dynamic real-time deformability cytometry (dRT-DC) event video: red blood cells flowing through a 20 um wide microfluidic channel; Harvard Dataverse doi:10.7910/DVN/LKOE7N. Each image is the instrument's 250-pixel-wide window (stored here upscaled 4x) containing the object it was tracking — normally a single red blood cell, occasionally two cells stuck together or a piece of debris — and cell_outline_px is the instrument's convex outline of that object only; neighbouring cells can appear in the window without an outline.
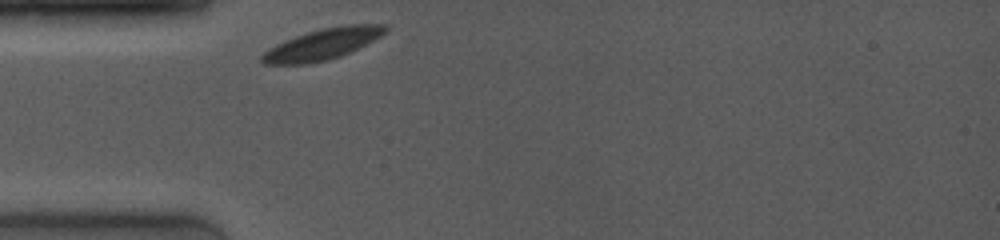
{"species": "common noctule bat (a hibernating species)", "species_latin": "Nyctalus noctula", "temperature_condition": "room temperature", "stored_images_in_passage": 44, "camera_frame_rate_fps": 4000, "um_per_image_px": 0.085, "animal": {"sex": "female", "body_mass_g": 19.0, "forearm_length_mm": 53.3}, "frame": {"image": 1, "passage_image": 1, "time_ms": 0.0, "image_size_px": [1000, 240], "cell_outline_px": [[388, 28], [380, 36], [340, 56], [328, 60], [304, 64], [264, 64], [260, 60], [260, 56], [268, 48], [284, 40], [308, 32], [324, 28], [348, 24], [388, 24]], "centroid_in_image_um": [27.37, 3.75], "position_along_channel_um": 57.6, "area_um2": 21.96}}
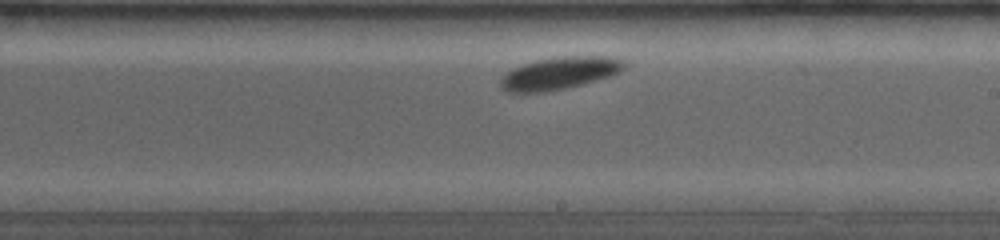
{"frame": {"image": 2, "passage_image": 31, "time_ms": 5.0, "image_size_px": [1000, 240], "cell_outline_px": [[628, 64], [624, 68], [608, 76], [596, 80], [564, 88], [544, 92], [508, 92], [500, 84], [500, 80], [508, 72], [520, 64], [536, 60], [560, 56], [612, 56], [624, 60]], "centroid_in_image_um": [47.58, 6.19], "position_along_channel_um": 241.4, "area_um2": 23.06}}
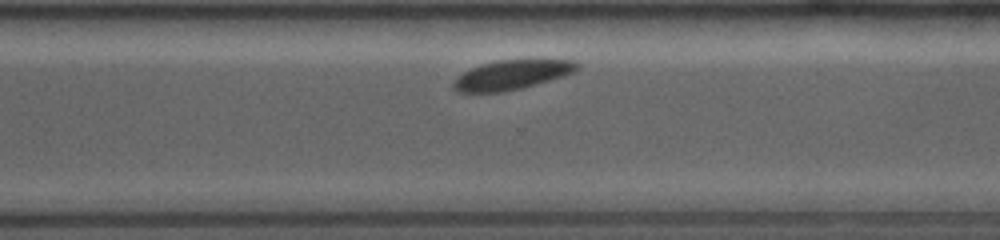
{"frame": {"image": 3, "passage_image": 40, "time_ms": 7.25, "image_size_px": [1000, 240], "cell_outline_px": [[580, 68], [576, 72], [564, 76], [520, 88], [500, 92], [456, 92], [452, 88], [452, 84], [456, 76], [480, 64], [500, 60], [572, 60], [580, 64]], "centroid_in_image_um": [43.49, 6.36], "position_along_channel_um": 327.1, "area_um2": 21.15}}